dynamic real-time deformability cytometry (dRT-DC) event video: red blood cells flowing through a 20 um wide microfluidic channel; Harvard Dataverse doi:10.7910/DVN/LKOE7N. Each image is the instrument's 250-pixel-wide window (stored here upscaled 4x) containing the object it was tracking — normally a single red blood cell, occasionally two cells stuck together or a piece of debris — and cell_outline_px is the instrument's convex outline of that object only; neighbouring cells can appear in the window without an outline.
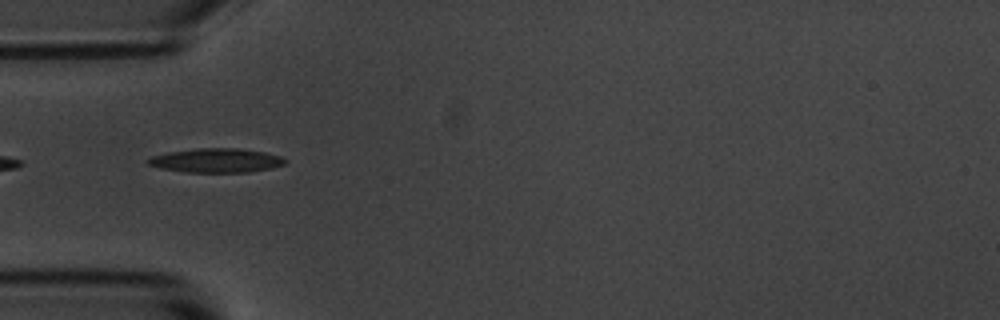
{"species": "common noctule bat (a hibernating species)", "species_latin": "Nyctalus noctula", "temperature_condition": "room temperature", "stored_images_in_passage": 8, "camera_frame_rate_fps": 3000, "um_per_image_px": 0.085, "animal": {"sex": "male", "body_mass_g": 20.1, "forearm_length_mm": 53.5}, "frame": {"image": 1, "passage_image": 7, "time_ms": 7.667, "image_size_px": [1000, 320], "cell_outline_px": [[288, 160], [284, 164], [272, 168], [248, 172], [184, 172], [160, 168], [148, 164], [144, 160], [148, 156], [168, 152], [196, 148], [236, 148], [264, 152], [280, 156]], "centroid_in_image_um": [18.33, 13.63], "position_along_channel_um": 66.7, "area_um2": 19.42}}